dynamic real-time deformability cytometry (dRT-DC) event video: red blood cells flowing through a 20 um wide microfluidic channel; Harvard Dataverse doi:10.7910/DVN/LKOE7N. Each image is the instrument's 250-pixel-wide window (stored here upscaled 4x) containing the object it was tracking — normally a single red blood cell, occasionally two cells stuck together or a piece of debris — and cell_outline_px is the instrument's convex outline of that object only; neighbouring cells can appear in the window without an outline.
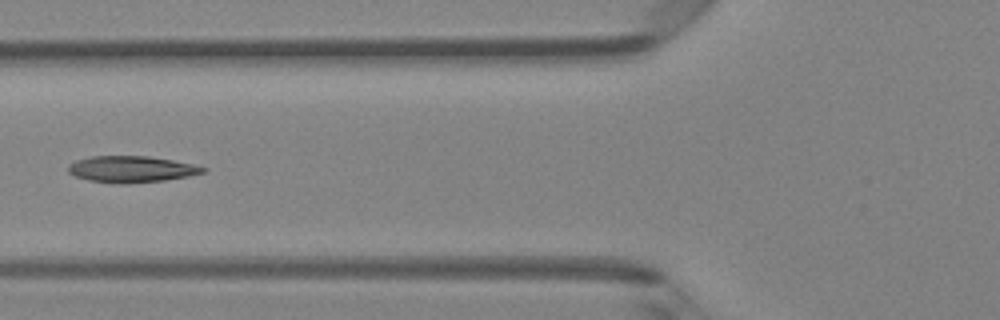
{"species": "Egyptian fruit bat (a non-hibernating species)", "species_latin": "Rousettus aegyptiacus", "temperature_condition": "room temperature", "stored_images_in_passage": 5, "camera_frame_rate_fps": 3000, "um_per_image_px": 0.085, "animal": {"sex": "female"}, "frame": {"image": 1, "passage_image": 5, "time_ms": 1.333, "image_size_px": [1000, 320], "cell_outline_px": [[208, 168], [204, 172], [188, 176], [164, 180], [128, 184], [120, 184], [88, 180], [76, 176], [68, 172], [68, 164], [76, 160], [92, 156], [148, 156], [172, 160], [192, 164]], "centroid_in_image_um": [11.15, 14.38], "position_along_channel_um": 114.7, "area_um2": 20.69}}